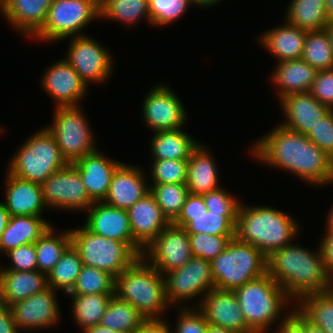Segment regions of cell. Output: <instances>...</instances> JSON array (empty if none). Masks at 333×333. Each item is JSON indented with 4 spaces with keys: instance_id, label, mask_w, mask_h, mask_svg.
<instances>
[{
    "instance_id": "cell-1",
    "label": "cell",
    "mask_w": 333,
    "mask_h": 333,
    "mask_svg": "<svg viewBox=\"0 0 333 333\" xmlns=\"http://www.w3.org/2000/svg\"><path fill=\"white\" fill-rule=\"evenodd\" d=\"M252 142L248 151L263 165L288 171L308 186L333 183V158L304 134L276 124L266 135ZM310 184V185H309Z\"/></svg>"
},
{
    "instance_id": "cell-2",
    "label": "cell",
    "mask_w": 333,
    "mask_h": 333,
    "mask_svg": "<svg viewBox=\"0 0 333 333\" xmlns=\"http://www.w3.org/2000/svg\"><path fill=\"white\" fill-rule=\"evenodd\" d=\"M285 245L267 256V273L296 303L302 296L333 288L320 248L308 250L298 243Z\"/></svg>"
},
{
    "instance_id": "cell-3",
    "label": "cell",
    "mask_w": 333,
    "mask_h": 333,
    "mask_svg": "<svg viewBox=\"0 0 333 333\" xmlns=\"http://www.w3.org/2000/svg\"><path fill=\"white\" fill-rule=\"evenodd\" d=\"M300 227L297 219L287 212L271 206H247L242 202L235 224V238L255 246L267 257L295 241Z\"/></svg>"
},
{
    "instance_id": "cell-4",
    "label": "cell",
    "mask_w": 333,
    "mask_h": 333,
    "mask_svg": "<svg viewBox=\"0 0 333 333\" xmlns=\"http://www.w3.org/2000/svg\"><path fill=\"white\" fill-rule=\"evenodd\" d=\"M233 291L246 324L255 333H269V329H274L295 307L293 300L268 273Z\"/></svg>"
},
{
    "instance_id": "cell-5",
    "label": "cell",
    "mask_w": 333,
    "mask_h": 333,
    "mask_svg": "<svg viewBox=\"0 0 333 333\" xmlns=\"http://www.w3.org/2000/svg\"><path fill=\"white\" fill-rule=\"evenodd\" d=\"M115 295L133 305L145 319L168 313L164 276L143 256L116 277Z\"/></svg>"
},
{
    "instance_id": "cell-6",
    "label": "cell",
    "mask_w": 333,
    "mask_h": 333,
    "mask_svg": "<svg viewBox=\"0 0 333 333\" xmlns=\"http://www.w3.org/2000/svg\"><path fill=\"white\" fill-rule=\"evenodd\" d=\"M8 163L7 169L12 175L40 185L68 164L46 127L27 137Z\"/></svg>"
},
{
    "instance_id": "cell-7",
    "label": "cell",
    "mask_w": 333,
    "mask_h": 333,
    "mask_svg": "<svg viewBox=\"0 0 333 333\" xmlns=\"http://www.w3.org/2000/svg\"><path fill=\"white\" fill-rule=\"evenodd\" d=\"M214 288L234 290L267 273V257L255 246L231 239L211 261Z\"/></svg>"
},
{
    "instance_id": "cell-8",
    "label": "cell",
    "mask_w": 333,
    "mask_h": 333,
    "mask_svg": "<svg viewBox=\"0 0 333 333\" xmlns=\"http://www.w3.org/2000/svg\"><path fill=\"white\" fill-rule=\"evenodd\" d=\"M69 230L71 245L79 253L83 265L117 277L139 258L126 243L94 234L84 225Z\"/></svg>"
},
{
    "instance_id": "cell-9",
    "label": "cell",
    "mask_w": 333,
    "mask_h": 333,
    "mask_svg": "<svg viewBox=\"0 0 333 333\" xmlns=\"http://www.w3.org/2000/svg\"><path fill=\"white\" fill-rule=\"evenodd\" d=\"M82 107H55L52 124L46 126L68 163H74L99 148Z\"/></svg>"
},
{
    "instance_id": "cell-10",
    "label": "cell",
    "mask_w": 333,
    "mask_h": 333,
    "mask_svg": "<svg viewBox=\"0 0 333 333\" xmlns=\"http://www.w3.org/2000/svg\"><path fill=\"white\" fill-rule=\"evenodd\" d=\"M97 19L100 8L90 0H53L43 27L32 38L48 44L87 35L84 27Z\"/></svg>"
},
{
    "instance_id": "cell-11",
    "label": "cell",
    "mask_w": 333,
    "mask_h": 333,
    "mask_svg": "<svg viewBox=\"0 0 333 333\" xmlns=\"http://www.w3.org/2000/svg\"><path fill=\"white\" fill-rule=\"evenodd\" d=\"M164 279L167 301L175 309L179 306L198 307L204 295L214 288L211 261L197 257H192L183 267L166 273ZM193 298L199 300L196 306L190 304ZM186 301L190 302V306Z\"/></svg>"
},
{
    "instance_id": "cell-12",
    "label": "cell",
    "mask_w": 333,
    "mask_h": 333,
    "mask_svg": "<svg viewBox=\"0 0 333 333\" xmlns=\"http://www.w3.org/2000/svg\"><path fill=\"white\" fill-rule=\"evenodd\" d=\"M70 40L64 59L74 68L89 87V83L103 84L112 78L114 58L109 49L101 45L93 36L83 35Z\"/></svg>"
},
{
    "instance_id": "cell-13",
    "label": "cell",
    "mask_w": 333,
    "mask_h": 333,
    "mask_svg": "<svg viewBox=\"0 0 333 333\" xmlns=\"http://www.w3.org/2000/svg\"><path fill=\"white\" fill-rule=\"evenodd\" d=\"M41 189L45 205L49 209L85 213L94 203L74 163H68L63 169L53 173L41 184Z\"/></svg>"
},
{
    "instance_id": "cell-14",
    "label": "cell",
    "mask_w": 333,
    "mask_h": 333,
    "mask_svg": "<svg viewBox=\"0 0 333 333\" xmlns=\"http://www.w3.org/2000/svg\"><path fill=\"white\" fill-rule=\"evenodd\" d=\"M169 86L164 83L152 86L142 103V120L152 133L177 130L185 127L188 122L187 108Z\"/></svg>"
},
{
    "instance_id": "cell-15",
    "label": "cell",
    "mask_w": 333,
    "mask_h": 333,
    "mask_svg": "<svg viewBox=\"0 0 333 333\" xmlns=\"http://www.w3.org/2000/svg\"><path fill=\"white\" fill-rule=\"evenodd\" d=\"M142 256L164 276L183 267L193 257L189 234L183 227L170 223L144 249Z\"/></svg>"
},
{
    "instance_id": "cell-16",
    "label": "cell",
    "mask_w": 333,
    "mask_h": 333,
    "mask_svg": "<svg viewBox=\"0 0 333 333\" xmlns=\"http://www.w3.org/2000/svg\"><path fill=\"white\" fill-rule=\"evenodd\" d=\"M57 292L51 287L42 292L12 304L11 310L16 326L26 333L52 328L60 321V307Z\"/></svg>"
},
{
    "instance_id": "cell-17",
    "label": "cell",
    "mask_w": 333,
    "mask_h": 333,
    "mask_svg": "<svg viewBox=\"0 0 333 333\" xmlns=\"http://www.w3.org/2000/svg\"><path fill=\"white\" fill-rule=\"evenodd\" d=\"M54 62L40 75L41 88L54 100V107L80 106L89 87L64 58Z\"/></svg>"
},
{
    "instance_id": "cell-18",
    "label": "cell",
    "mask_w": 333,
    "mask_h": 333,
    "mask_svg": "<svg viewBox=\"0 0 333 333\" xmlns=\"http://www.w3.org/2000/svg\"><path fill=\"white\" fill-rule=\"evenodd\" d=\"M83 225L99 236L126 243L139 257L143 249L134 241L127 210L94 202L86 211Z\"/></svg>"
},
{
    "instance_id": "cell-19",
    "label": "cell",
    "mask_w": 333,
    "mask_h": 333,
    "mask_svg": "<svg viewBox=\"0 0 333 333\" xmlns=\"http://www.w3.org/2000/svg\"><path fill=\"white\" fill-rule=\"evenodd\" d=\"M208 324L237 333H255L247 324L233 290L213 288L197 307Z\"/></svg>"
},
{
    "instance_id": "cell-20",
    "label": "cell",
    "mask_w": 333,
    "mask_h": 333,
    "mask_svg": "<svg viewBox=\"0 0 333 333\" xmlns=\"http://www.w3.org/2000/svg\"><path fill=\"white\" fill-rule=\"evenodd\" d=\"M142 166L123 162L114 172L104 203L128 210L150 192L148 173ZM148 179V180H147Z\"/></svg>"
},
{
    "instance_id": "cell-21",
    "label": "cell",
    "mask_w": 333,
    "mask_h": 333,
    "mask_svg": "<svg viewBox=\"0 0 333 333\" xmlns=\"http://www.w3.org/2000/svg\"><path fill=\"white\" fill-rule=\"evenodd\" d=\"M127 212L133 239L143 250L171 223L150 192Z\"/></svg>"
},
{
    "instance_id": "cell-22",
    "label": "cell",
    "mask_w": 333,
    "mask_h": 333,
    "mask_svg": "<svg viewBox=\"0 0 333 333\" xmlns=\"http://www.w3.org/2000/svg\"><path fill=\"white\" fill-rule=\"evenodd\" d=\"M122 163L120 160L110 159L97 149L79 158L74 165L89 197L94 202H102L107 197L114 172Z\"/></svg>"
},
{
    "instance_id": "cell-23",
    "label": "cell",
    "mask_w": 333,
    "mask_h": 333,
    "mask_svg": "<svg viewBox=\"0 0 333 333\" xmlns=\"http://www.w3.org/2000/svg\"><path fill=\"white\" fill-rule=\"evenodd\" d=\"M284 121L280 122L285 128L299 134L307 135L331 109L321 104L310 92L294 93L279 101Z\"/></svg>"
},
{
    "instance_id": "cell-24",
    "label": "cell",
    "mask_w": 333,
    "mask_h": 333,
    "mask_svg": "<svg viewBox=\"0 0 333 333\" xmlns=\"http://www.w3.org/2000/svg\"><path fill=\"white\" fill-rule=\"evenodd\" d=\"M5 178V199L2 202L11 216L43 217L45 205L41 185L12 175L8 170Z\"/></svg>"
},
{
    "instance_id": "cell-25",
    "label": "cell",
    "mask_w": 333,
    "mask_h": 333,
    "mask_svg": "<svg viewBox=\"0 0 333 333\" xmlns=\"http://www.w3.org/2000/svg\"><path fill=\"white\" fill-rule=\"evenodd\" d=\"M53 0H0V12L15 31L31 38L43 27Z\"/></svg>"
},
{
    "instance_id": "cell-26",
    "label": "cell",
    "mask_w": 333,
    "mask_h": 333,
    "mask_svg": "<svg viewBox=\"0 0 333 333\" xmlns=\"http://www.w3.org/2000/svg\"><path fill=\"white\" fill-rule=\"evenodd\" d=\"M270 80L275 86V94L280 101L283 97L302 92H310L317 70L302 58L276 63Z\"/></svg>"
},
{
    "instance_id": "cell-27",
    "label": "cell",
    "mask_w": 333,
    "mask_h": 333,
    "mask_svg": "<svg viewBox=\"0 0 333 333\" xmlns=\"http://www.w3.org/2000/svg\"><path fill=\"white\" fill-rule=\"evenodd\" d=\"M282 25L266 30L259 35V44L277 60L300 59L303 54L306 30L288 24L285 20Z\"/></svg>"
},
{
    "instance_id": "cell-28",
    "label": "cell",
    "mask_w": 333,
    "mask_h": 333,
    "mask_svg": "<svg viewBox=\"0 0 333 333\" xmlns=\"http://www.w3.org/2000/svg\"><path fill=\"white\" fill-rule=\"evenodd\" d=\"M48 288L47 274L38 270H0V302L8 306Z\"/></svg>"
},
{
    "instance_id": "cell-29",
    "label": "cell",
    "mask_w": 333,
    "mask_h": 333,
    "mask_svg": "<svg viewBox=\"0 0 333 333\" xmlns=\"http://www.w3.org/2000/svg\"><path fill=\"white\" fill-rule=\"evenodd\" d=\"M200 142L188 159L186 185L189 193L202 195L219 189V169L211 151Z\"/></svg>"
},
{
    "instance_id": "cell-30",
    "label": "cell",
    "mask_w": 333,
    "mask_h": 333,
    "mask_svg": "<svg viewBox=\"0 0 333 333\" xmlns=\"http://www.w3.org/2000/svg\"><path fill=\"white\" fill-rule=\"evenodd\" d=\"M166 130L154 132L150 142L152 160L189 159L191 153L200 144L190 134L183 130Z\"/></svg>"
},
{
    "instance_id": "cell-31",
    "label": "cell",
    "mask_w": 333,
    "mask_h": 333,
    "mask_svg": "<svg viewBox=\"0 0 333 333\" xmlns=\"http://www.w3.org/2000/svg\"><path fill=\"white\" fill-rule=\"evenodd\" d=\"M51 225L43 217L11 216L0 238V255L4 256L21 245L35 243Z\"/></svg>"
},
{
    "instance_id": "cell-32",
    "label": "cell",
    "mask_w": 333,
    "mask_h": 333,
    "mask_svg": "<svg viewBox=\"0 0 333 333\" xmlns=\"http://www.w3.org/2000/svg\"><path fill=\"white\" fill-rule=\"evenodd\" d=\"M238 212H212L207 210L199 215H178L172 222L183 227L188 234L235 236Z\"/></svg>"
},
{
    "instance_id": "cell-33",
    "label": "cell",
    "mask_w": 333,
    "mask_h": 333,
    "mask_svg": "<svg viewBox=\"0 0 333 333\" xmlns=\"http://www.w3.org/2000/svg\"><path fill=\"white\" fill-rule=\"evenodd\" d=\"M285 21L306 31L326 30L328 24L325 0H291Z\"/></svg>"
},
{
    "instance_id": "cell-34",
    "label": "cell",
    "mask_w": 333,
    "mask_h": 333,
    "mask_svg": "<svg viewBox=\"0 0 333 333\" xmlns=\"http://www.w3.org/2000/svg\"><path fill=\"white\" fill-rule=\"evenodd\" d=\"M295 308L325 333H333V288L302 296Z\"/></svg>"
},
{
    "instance_id": "cell-35",
    "label": "cell",
    "mask_w": 333,
    "mask_h": 333,
    "mask_svg": "<svg viewBox=\"0 0 333 333\" xmlns=\"http://www.w3.org/2000/svg\"><path fill=\"white\" fill-rule=\"evenodd\" d=\"M55 231L56 229L51 225L34 243L37 255V270L45 274L56 266L62 254L71 245L70 230Z\"/></svg>"
},
{
    "instance_id": "cell-36",
    "label": "cell",
    "mask_w": 333,
    "mask_h": 333,
    "mask_svg": "<svg viewBox=\"0 0 333 333\" xmlns=\"http://www.w3.org/2000/svg\"><path fill=\"white\" fill-rule=\"evenodd\" d=\"M113 295L115 293L69 295L75 324L82 331L99 324Z\"/></svg>"
},
{
    "instance_id": "cell-37",
    "label": "cell",
    "mask_w": 333,
    "mask_h": 333,
    "mask_svg": "<svg viewBox=\"0 0 333 333\" xmlns=\"http://www.w3.org/2000/svg\"><path fill=\"white\" fill-rule=\"evenodd\" d=\"M144 320L133 305L113 295L99 324L123 333H137Z\"/></svg>"
},
{
    "instance_id": "cell-38",
    "label": "cell",
    "mask_w": 333,
    "mask_h": 333,
    "mask_svg": "<svg viewBox=\"0 0 333 333\" xmlns=\"http://www.w3.org/2000/svg\"><path fill=\"white\" fill-rule=\"evenodd\" d=\"M144 18L151 25L149 0H106L100 8V19L120 21L128 27Z\"/></svg>"
},
{
    "instance_id": "cell-39",
    "label": "cell",
    "mask_w": 333,
    "mask_h": 333,
    "mask_svg": "<svg viewBox=\"0 0 333 333\" xmlns=\"http://www.w3.org/2000/svg\"><path fill=\"white\" fill-rule=\"evenodd\" d=\"M82 265L79 253L70 245L56 266L47 273L48 287L68 294L76 282Z\"/></svg>"
},
{
    "instance_id": "cell-40",
    "label": "cell",
    "mask_w": 333,
    "mask_h": 333,
    "mask_svg": "<svg viewBox=\"0 0 333 333\" xmlns=\"http://www.w3.org/2000/svg\"><path fill=\"white\" fill-rule=\"evenodd\" d=\"M301 58L317 71L333 69V48L326 30L307 31Z\"/></svg>"
},
{
    "instance_id": "cell-41",
    "label": "cell",
    "mask_w": 333,
    "mask_h": 333,
    "mask_svg": "<svg viewBox=\"0 0 333 333\" xmlns=\"http://www.w3.org/2000/svg\"><path fill=\"white\" fill-rule=\"evenodd\" d=\"M116 277L106 271L82 265L68 295L115 293Z\"/></svg>"
},
{
    "instance_id": "cell-42",
    "label": "cell",
    "mask_w": 333,
    "mask_h": 333,
    "mask_svg": "<svg viewBox=\"0 0 333 333\" xmlns=\"http://www.w3.org/2000/svg\"><path fill=\"white\" fill-rule=\"evenodd\" d=\"M149 187L156 203L172 223L180 214L189 194L186 183L155 184Z\"/></svg>"
},
{
    "instance_id": "cell-43",
    "label": "cell",
    "mask_w": 333,
    "mask_h": 333,
    "mask_svg": "<svg viewBox=\"0 0 333 333\" xmlns=\"http://www.w3.org/2000/svg\"><path fill=\"white\" fill-rule=\"evenodd\" d=\"M193 6L190 0H149L152 27H164L177 21Z\"/></svg>"
},
{
    "instance_id": "cell-44",
    "label": "cell",
    "mask_w": 333,
    "mask_h": 333,
    "mask_svg": "<svg viewBox=\"0 0 333 333\" xmlns=\"http://www.w3.org/2000/svg\"><path fill=\"white\" fill-rule=\"evenodd\" d=\"M149 185L167 183H186L188 159L153 160L151 162Z\"/></svg>"
},
{
    "instance_id": "cell-45",
    "label": "cell",
    "mask_w": 333,
    "mask_h": 333,
    "mask_svg": "<svg viewBox=\"0 0 333 333\" xmlns=\"http://www.w3.org/2000/svg\"><path fill=\"white\" fill-rule=\"evenodd\" d=\"M235 236L207 235L204 233L189 234L193 257L208 261L214 260Z\"/></svg>"
},
{
    "instance_id": "cell-46",
    "label": "cell",
    "mask_w": 333,
    "mask_h": 333,
    "mask_svg": "<svg viewBox=\"0 0 333 333\" xmlns=\"http://www.w3.org/2000/svg\"><path fill=\"white\" fill-rule=\"evenodd\" d=\"M173 333H207L208 322L197 307H179Z\"/></svg>"
},
{
    "instance_id": "cell-47",
    "label": "cell",
    "mask_w": 333,
    "mask_h": 333,
    "mask_svg": "<svg viewBox=\"0 0 333 333\" xmlns=\"http://www.w3.org/2000/svg\"><path fill=\"white\" fill-rule=\"evenodd\" d=\"M306 136L333 158V110L331 109L324 117L318 119V123Z\"/></svg>"
},
{
    "instance_id": "cell-48",
    "label": "cell",
    "mask_w": 333,
    "mask_h": 333,
    "mask_svg": "<svg viewBox=\"0 0 333 333\" xmlns=\"http://www.w3.org/2000/svg\"><path fill=\"white\" fill-rule=\"evenodd\" d=\"M11 264L7 266H0V270L11 271H33L37 270V255L34 243H28L19 246L6 253Z\"/></svg>"
},
{
    "instance_id": "cell-49",
    "label": "cell",
    "mask_w": 333,
    "mask_h": 333,
    "mask_svg": "<svg viewBox=\"0 0 333 333\" xmlns=\"http://www.w3.org/2000/svg\"><path fill=\"white\" fill-rule=\"evenodd\" d=\"M207 210L212 212H239L241 201L236 196L230 194L227 188L209 191L202 194Z\"/></svg>"
},
{
    "instance_id": "cell-50",
    "label": "cell",
    "mask_w": 333,
    "mask_h": 333,
    "mask_svg": "<svg viewBox=\"0 0 333 333\" xmlns=\"http://www.w3.org/2000/svg\"><path fill=\"white\" fill-rule=\"evenodd\" d=\"M310 93L321 104L333 110V69L317 71Z\"/></svg>"
},
{
    "instance_id": "cell-51",
    "label": "cell",
    "mask_w": 333,
    "mask_h": 333,
    "mask_svg": "<svg viewBox=\"0 0 333 333\" xmlns=\"http://www.w3.org/2000/svg\"><path fill=\"white\" fill-rule=\"evenodd\" d=\"M276 327L274 333H306V318L294 307Z\"/></svg>"
},
{
    "instance_id": "cell-52",
    "label": "cell",
    "mask_w": 333,
    "mask_h": 333,
    "mask_svg": "<svg viewBox=\"0 0 333 333\" xmlns=\"http://www.w3.org/2000/svg\"><path fill=\"white\" fill-rule=\"evenodd\" d=\"M319 248L326 267L327 273L333 279V231H324Z\"/></svg>"
},
{
    "instance_id": "cell-53",
    "label": "cell",
    "mask_w": 333,
    "mask_h": 333,
    "mask_svg": "<svg viewBox=\"0 0 333 333\" xmlns=\"http://www.w3.org/2000/svg\"><path fill=\"white\" fill-rule=\"evenodd\" d=\"M206 211L203 196L189 193L179 215H199Z\"/></svg>"
},
{
    "instance_id": "cell-54",
    "label": "cell",
    "mask_w": 333,
    "mask_h": 333,
    "mask_svg": "<svg viewBox=\"0 0 333 333\" xmlns=\"http://www.w3.org/2000/svg\"><path fill=\"white\" fill-rule=\"evenodd\" d=\"M0 333H21L16 326L11 307L0 302Z\"/></svg>"
},
{
    "instance_id": "cell-55",
    "label": "cell",
    "mask_w": 333,
    "mask_h": 333,
    "mask_svg": "<svg viewBox=\"0 0 333 333\" xmlns=\"http://www.w3.org/2000/svg\"><path fill=\"white\" fill-rule=\"evenodd\" d=\"M169 322L163 319H145L137 333H173Z\"/></svg>"
},
{
    "instance_id": "cell-56",
    "label": "cell",
    "mask_w": 333,
    "mask_h": 333,
    "mask_svg": "<svg viewBox=\"0 0 333 333\" xmlns=\"http://www.w3.org/2000/svg\"><path fill=\"white\" fill-rule=\"evenodd\" d=\"M10 217L11 215L6 209L5 204L2 201H0V238L3 232L5 231L6 226L9 223Z\"/></svg>"
},
{
    "instance_id": "cell-57",
    "label": "cell",
    "mask_w": 333,
    "mask_h": 333,
    "mask_svg": "<svg viewBox=\"0 0 333 333\" xmlns=\"http://www.w3.org/2000/svg\"><path fill=\"white\" fill-rule=\"evenodd\" d=\"M83 333H123V332H119V331L101 326L100 324H97V325L86 328L85 330H83Z\"/></svg>"
},
{
    "instance_id": "cell-58",
    "label": "cell",
    "mask_w": 333,
    "mask_h": 333,
    "mask_svg": "<svg viewBox=\"0 0 333 333\" xmlns=\"http://www.w3.org/2000/svg\"><path fill=\"white\" fill-rule=\"evenodd\" d=\"M222 0H190V2L192 3V5H194L195 7H203V8H207V7H211L212 6H216L217 4H220Z\"/></svg>"
},
{
    "instance_id": "cell-59",
    "label": "cell",
    "mask_w": 333,
    "mask_h": 333,
    "mask_svg": "<svg viewBox=\"0 0 333 333\" xmlns=\"http://www.w3.org/2000/svg\"><path fill=\"white\" fill-rule=\"evenodd\" d=\"M326 218L325 219L326 223H325V229L324 231H333V205H332V208H330V210L328 211V213H326Z\"/></svg>"
},
{
    "instance_id": "cell-60",
    "label": "cell",
    "mask_w": 333,
    "mask_h": 333,
    "mask_svg": "<svg viewBox=\"0 0 333 333\" xmlns=\"http://www.w3.org/2000/svg\"><path fill=\"white\" fill-rule=\"evenodd\" d=\"M207 333H237V332L232 331L230 329H226V328H223V327H216V326H213V325L209 324Z\"/></svg>"
},
{
    "instance_id": "cell-61",
    "label": "cell",
    "mask_w": 333,
    "mask_h": 333,
    "mask_svg": "<svg viewBox=\"0 0 333 333\" xmlns=\"http://www.w3.org/2000/svg\"><path fill=\"white\" fill-rule=\"evenodd\" d=\"M325 9L328 21L333 22V0H325Z\"/></svg>"
},
{
    "instance_id": "cell-62",
    "label": "cell",
    "mask_w": 333,
    "mask_h": 333,
    "mask_svg": "<svg viewBox=\"0 0 333 333\" xmlns=\"http://www.w3.org/2000/svg\"><path fill=\"white\" fill-rule=\"evenodd\" d=\"M306 333H325L320 327L306 319Z\"/></svg>"
},
{
    "instance_id": "cell-63",
    "label": "cell",
    "mask_w": 333,
    "mask_h": 333,
    "mask_svg": "<svg viewBox=\"0 0 333 333\" xmlns=\"http://www.w3.org/2000/svg\"><path fill=\"white\" fill-rule=\"evenodd\" d=\"M326 31L328 32L330 38H331V45L333 48V22H328L326 26Z\"/></svg>"
},
{
    "instance_id": "cell-64",
    "label": "cell",
    "mask_w": 333,
    "mask_h": 333,
    "mask_svg": "<svg viewBox=\"0 0 333 333\" xmlns=\"http://www.w3.org/2000/svg\"><path fill=\"white\" fill-rule=\"evenodd\" d=\"M90 1H92L99 8H101L104 5V3L106 2V0H90Z\"/></svg>"
}]
</instances>
